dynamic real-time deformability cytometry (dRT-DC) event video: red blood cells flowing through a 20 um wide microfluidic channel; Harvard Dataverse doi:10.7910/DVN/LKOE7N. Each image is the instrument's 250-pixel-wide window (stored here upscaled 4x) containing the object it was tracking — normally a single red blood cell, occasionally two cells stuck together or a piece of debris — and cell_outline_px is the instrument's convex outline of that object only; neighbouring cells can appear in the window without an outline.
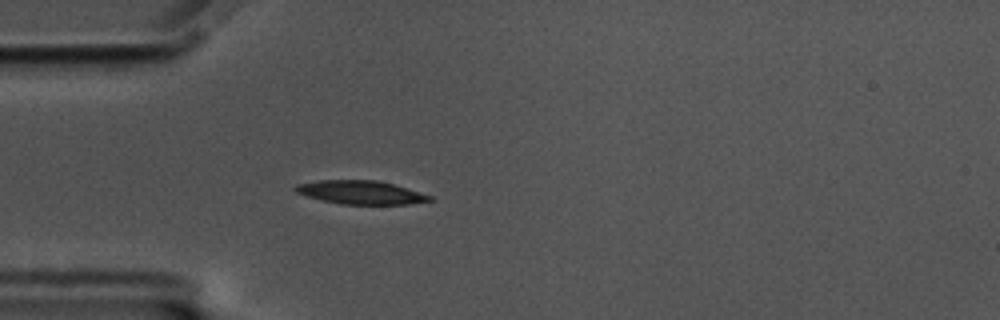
{"species": "common noctule bat (a hibernating species)", "species_latin": "Nyctalus noctula", "temperature_condition": "cold", "stored_images_in_passage": 42, "camera_frame_rate_fps": 3000, "um_per_image_px": 0.085, "animal": {"sex": "male", "body_mass_g": 17.5, "forearm_length_mm": 52.3}, "frame": {"image": 1, "passage_image": 1, "time_ms": 0.0, "image_size_px": [1000, 320], "cell_outline_px": [[436, 200], [408, 204], [340, 204], [320, 200], [296, 192], [292, 188], [296, 184], [320, 180], [376, 180], [392, 184], [432, 196]], "centroid_in_image_um": [30.64, 16.36], "position_along_channel_um": 54.4, "area_um2": 18.32}}
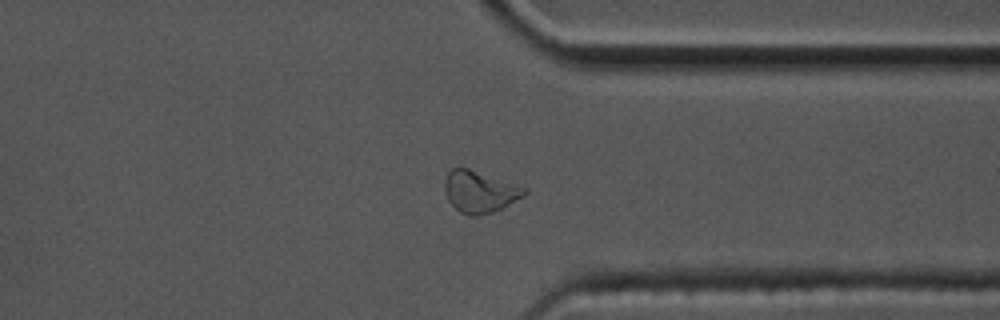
{"frame": {"image": 2, "passage_image": 29, "time_ms": 9.333, "image_size_px": [1000, 320], "cell_outline_px": [[528, 192], [524, 196], [492, 212], [476, 216], [468, 216], [460, 212], [448, 200], [444, 192], [444, 180], [448, 172], [452, 168], [468, 168], [528, 188]], "centroid_in_image_um": [40.76, 16.29], "position_along_channel_um": 370.6, "area_um2": 19.31}}
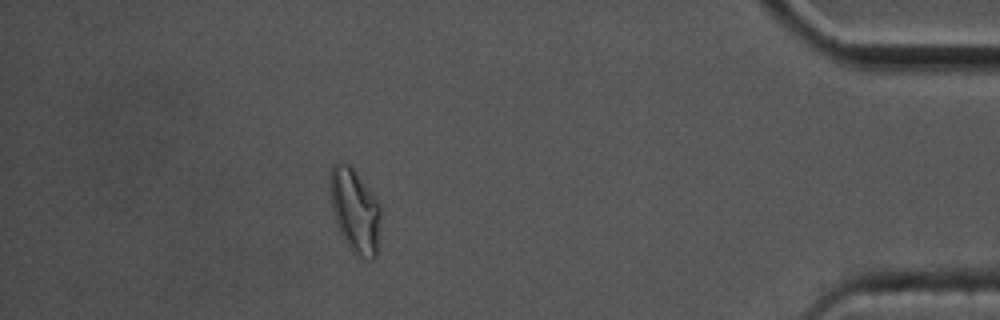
{"frame": {"image": 3, "passage_image": 36, "time_ms": 11.667, "image_size_px": [1000, 320], "cell_outline_px": [[380, 220], [376, 256], [372, 260], [368, 260], [356, 256], [348, 248], [340, 232], [332, 208], [328, 188], [328, 180], [332, 164], [348, 164], [356, 172], [372, 192], [380, 204]], "centroid_in_image_um": [30.16, 17.92], "position_along_channel_um": 405.0, "area_um2": 24.97}, "authors_computed_cell_mechanics": {"area_um2": 18.5249, "velocity_mm_per_s": 3.4743, "shape_relaxation_time_tau1_ms": 2.9391, "shape_relaxation_time_tau2_ms": 7.6663, "deformation_change_tau1": 0.1751, "deformation_change_tau2": 0.1459}}